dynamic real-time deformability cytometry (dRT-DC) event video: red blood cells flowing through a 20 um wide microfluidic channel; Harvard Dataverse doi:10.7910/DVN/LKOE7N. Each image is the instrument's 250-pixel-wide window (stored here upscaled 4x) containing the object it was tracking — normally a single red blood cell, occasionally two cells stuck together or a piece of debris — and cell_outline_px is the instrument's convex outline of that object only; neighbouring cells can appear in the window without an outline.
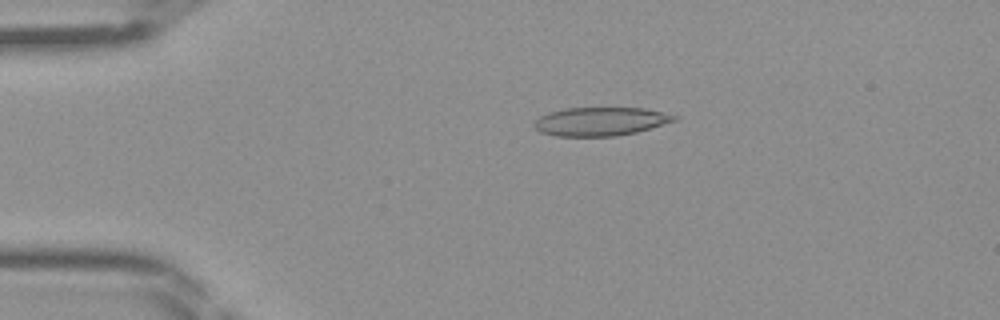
{"species": "Egyptian fruit bat (a non-hibernating species)", "species_latin": "Rousettus aegyptiacus", "temperature_condition": "room temperature", "stored_images_in_passage": 45, "camera_frame_rate_fps": 3000, "um_per_image_px": 0.085, "frame": {"image": 1, "passage_image": 9, "time_ms": 2.667, "image_size_px": [1000, 320], "cell_outline_px": [[680, 116], [676, 120], [636, 132], [616, 136], [556, 136], [540, 132], [532, 124], [540, 116], [548, 112], [564, 108], [644, 108], [664, 112]], "centroid_in_image_um": [51.03, 10.32], "position_along_channel_um": 34.0, "area_um2": 23.29}}
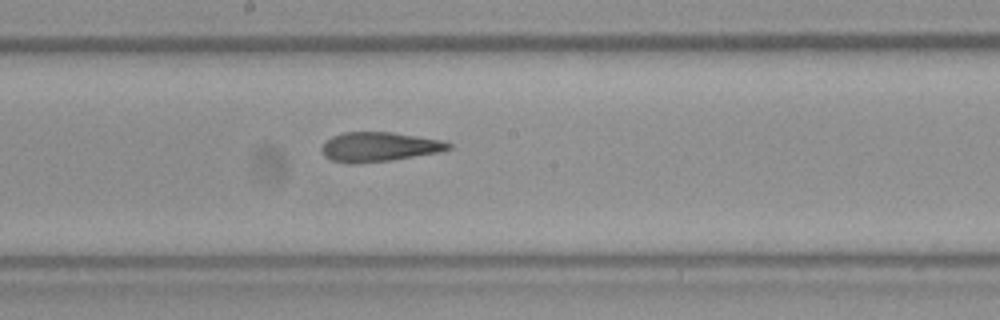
{"frame": {"image": 2, "passage_image": 24, "time_ms": 7.667, "image_size_px": [1000, 320], "cell_outline_px": [[452, 148], [440, 152], [392, 160], [356, 164], [348, 164], [332, 160], [324, 156], [320, 148], [332, 136], [344, 132], [392, 132], [444, 140], [452, 144]], "centroid_in_image_um": [32.25, 12.49], "position_along_channel_um": 216.0, "area_um2": 21.96}}
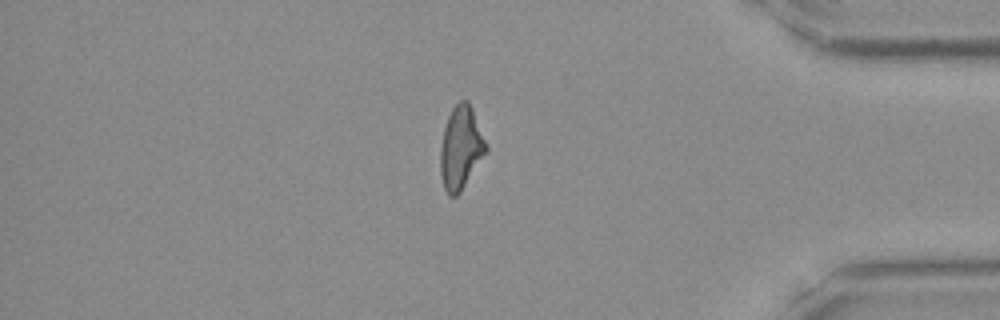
{"frame": {"image": 3, "passage_image": 38, "time_ms": 12.333, "image_size_px": [1000, 320], "cell_outline_px": [[488, 148], [460, 192], [456, 196], [448, 196], [444, 188], [440, 176], [440, 148], [444, 128], [448, 116], [452, 108], [460, 100], [468, 100], [472, 108]], "centroid_in_image_um": [39.14, 12.56], "position_along_channel_um": 396.1, "area_um2": 21.79}}